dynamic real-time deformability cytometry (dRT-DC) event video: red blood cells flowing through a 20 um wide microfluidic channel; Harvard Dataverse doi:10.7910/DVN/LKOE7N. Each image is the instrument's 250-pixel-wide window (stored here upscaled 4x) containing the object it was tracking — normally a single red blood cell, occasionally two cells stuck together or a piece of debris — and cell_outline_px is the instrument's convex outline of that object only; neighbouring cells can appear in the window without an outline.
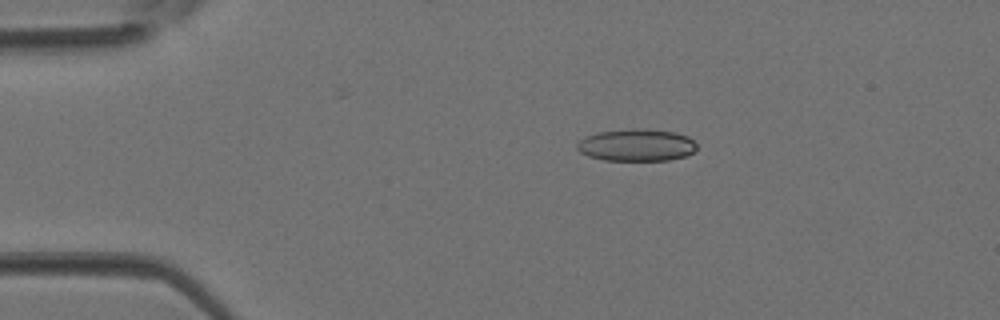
{"species": "Egyptian fruit bat (a non-hibernating species)", "species_latin": "Rousettus aegyptiacus", "temperature_condition": "room temperature", "stored_images_in_passage": 2, "camera_frame_rate_fps": 3000, "um_per_image_px": 0.085, "animal": {"sex": "female"}, "frame": {"image": 1, "passage_image": 2, "time_ms": 0.333, "image_size_px": [1000, 320], "cell_outline_px": [[696, 148], [692, 152], [684, 156], [668, 160], [604, 160], [588, 156], [580, 152], [576, 148], [576, 144], [584, 136], [596, 132], [672, 132], [688, 136], [696, 144]], "centroid_in_image_um": [54.05, 12.39], "position_along_channel_um": 30.9, "area_um2": 21.21}}